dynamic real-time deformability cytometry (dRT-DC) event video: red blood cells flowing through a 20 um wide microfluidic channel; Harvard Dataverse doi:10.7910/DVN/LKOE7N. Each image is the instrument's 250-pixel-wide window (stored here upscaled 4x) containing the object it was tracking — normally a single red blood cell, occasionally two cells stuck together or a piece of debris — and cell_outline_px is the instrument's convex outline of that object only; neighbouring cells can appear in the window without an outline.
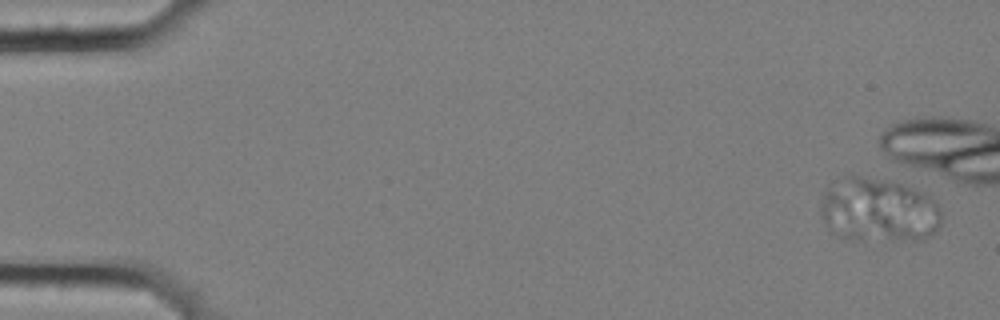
{"species": "common noctule bat (a hibernating species)", "species_latin": "Nyctalus noctula", "temperature_condition": "cold", "stored_images_in_passage": 7, "camera_frame_rate_fps": 3000, "um_per_image_px": 0.085, "animal": {"sex": "female", "body_mass_g": 25.1}, "frame": {"image": 1, "passage_image": 7, "time_ms": 2.0, "image_size_px": [1000, 320], "cell_outline_px": [[940, 224], [924, 240], [860, 240], [840, 236], [832, 232], [820, 216], [820, 208], [824, 192], [828, 184], [848, 172], [852, 172], [892, 180], [904, 184], [924, 192], [932, 196], [936, 200], [940, 208]], "centroid_in_image_um": [74.64, 17.79], "position_along_channel_um": 10.4, "area_um2": 46.59}}